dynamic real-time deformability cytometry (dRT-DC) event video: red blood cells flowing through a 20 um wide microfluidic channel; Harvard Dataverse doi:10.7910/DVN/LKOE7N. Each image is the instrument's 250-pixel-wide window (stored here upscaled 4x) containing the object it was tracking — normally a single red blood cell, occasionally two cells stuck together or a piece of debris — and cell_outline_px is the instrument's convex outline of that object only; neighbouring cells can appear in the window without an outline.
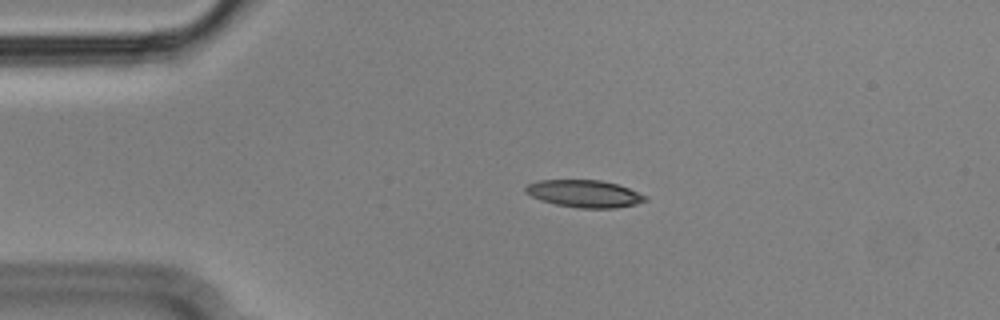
{"species": "Egyptian fruit bat (a non-hibernating species)", "species_latin": "Rousettus aegyptiacus", "temperature_condition": "cold", "stored_images_in_passage": 45, "camera_frame_rate_fps": 3000, "um_per_image_px": 0.085, "animal": {"sex": "male"}, "frame": {"image": 1, "passage_image": 8, "time_ms": 2.333, "image_size_px": [1000, 320], "cell_outline_px": [[648, 200], [636, 204], [616, 208], [580, 208], [556, 204], [540, 200], [524, 192], [524, 188], [528, 184], [540, 180], [600, 180], [616, 184], [628, 188], [648, 196]], "centroid_in_image_um": [49.68, 16.46], "position_along_channel_um": 35.3, "area_um2": 19.02}}
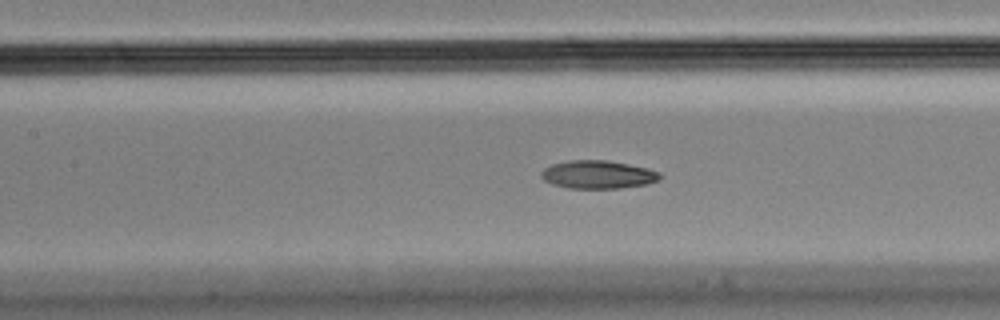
{"frame": {"image": 2, "passage_image": 21, "time_ms": 6.667, "image_size_px": [1000, 320], "cell_outline_px": [[664, 176], [660, 180], [648, 184], [620, 188], [568, 188], [552, 184], [544, 180], [540, 176], [540, 172], [544, 168], [552, 164], [568, 160], [608, 160], [648, 168], [660, 172]], "centroid_in_image_um": [50.85, 14.83], "position_along_channel_um": 156.5, "area_um2": 19.71}}
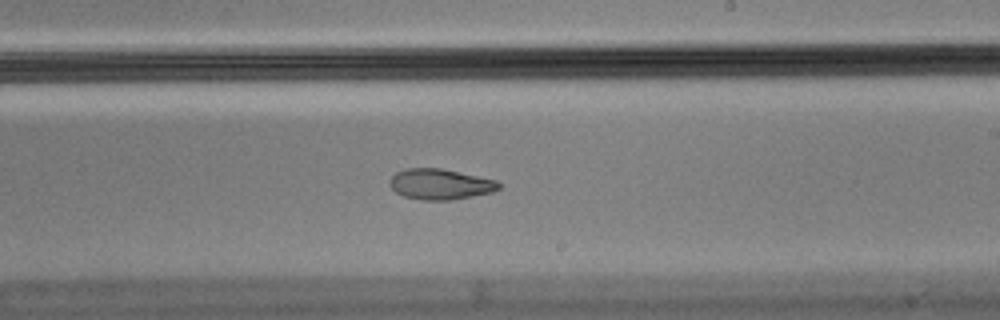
{"frame": {"image": 3, "passage_image": 29, "time_ms": 9.333, "image_size_px": [1000, 320], "cell_outline_px": [[500, 188], [492, 192], [452, 200], [420, 200], [404, 196], [396, 192], [392, 188], [392, 176], [396, 172], [404, 168], [440, 168], [496, 180], [500, 184]], "centroid_in_image_um": [37.43, 15.66], "position_along_channel_um": 251.6, "area_um2": 19.25}, "authors_computed_cell_mechanics": {"area_um2": 19.5364, "velocity_mm_per_s": 3.5734, "shape_relaxation_time_tau1_ms": null, "shape_relaxation_time_tau2_ms": 2.7805, "deformation_change_tau1": null, "deformation_change_tau2": 0.0875}}